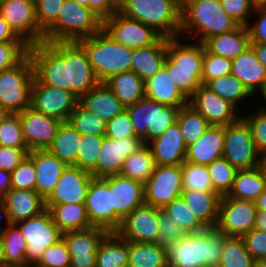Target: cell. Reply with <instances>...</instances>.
<instances>
[{
    "instance_id": "obj_5",
    "label": "cell",
    "mask_w": 266,
    "mask_h": 267,
    "mask_svg": "<svg viewBox=\"0 0 266 267\" xmlns=\"http://www.w3.org/2000/svg\"><path fill=\"white\" fill-rule=\"evenodd\" d=\"M85 50L99 82L122 72L131 71L132 48L114 41L103 29L77 41Z\"/></svg>"
},
{
    "instance_id": "obj_11",
    "label": "cell",
    "mask_w": 266,
    "mask_h": 267,
    "mask_svg": "<svg viewBox=\"0 0 266 267\" xmlns=\"http://www.w3.org/2000/svg\"><path fill=\"white\" fill-rule=\"evenodd\" d=\"M85 207L92 227L105 229L108 233L118 231L122 220L112 207V176L91 179Z\"/></svg>"
},
{
    "instance_id": "obj_50",
    "label": "cell",
    "mask_w": 266,
    "mask_h": 267,
    "mask_svg": "<svg viewBox=\"0 0 266 267\" xmlns=\"http://www.w3.org/2000/svg\"><path fill=\"white\" fill-rule=\"evenodd\" d=\"M183 190L214 191L207 166L184 161L181 164Z\"/></svg>"
},
{
    "instance_id": "obj_43",
    "label": "cell",
    "mask_w": 266,
    "mask_h": 267,
    "mask_svg": "<svg viewBox=\"0 0 266 267\" xmlns=\"http://www.w3.org/2000/svg\"><path fill=\"white\" fill-rule=\"evenodd\" d=\"M177 123L181 129L186 147L198 140L210 126L206 118L190 104L180 107Z\"/></svg>"
},
{
    "instance_id": "obj_47",
    "label": "cell",
    "mask_w": 266,
    "mask_h": 267,
    "mask_svg": "<svg viewBox=\"0 0 266 267\" xmlns=\"http://www.w3.org/2000/svg\"><path fill=\"white\" fill-rule=\"evenodd\" d=\"M104 136L81 135L75 167L97 177V162Z\"/></svg>"
},
{
    "instance_id": "obj_4",
    "label": "cell",
    "mask_w": 266,
    "mask_h": 267,
    "mask_svg": "<svg viewBox=\"0 0 266 267\" xmlns=\"http://www.w3.org/2000/svg\"><path fill=\"white\" fill-rule=\"evenodd\" d=\"M178 38L168 39L163 67L176 87L189 99L201 85L204 45L191 39L193 43L183 42L181 37Z\"/></svg>"
},
{
    "instance_id": "obj_77",
    "label": "cell",
    "mask_w": 266,
    "mask_h": 267,
    "mask_svg": "<svg viewBox=\"0 0 266 267\" xmlns=\"http://www.w3.org/2000/svg\"><path fill=\"white\" fill-rule=\"evenodd\" d=\"M261 166H262V168L265 172V175H266V157L262 158Z\"/></svg>"
},
{
    "instance_id": "obj_29",
    "label": "cell",
    "mask_w": 266,
    "mask_h": 267,
    "mask_svg": "<svg viewBox=\"0 0 266 267\" xmlns=\"http://www.w3.org/2000/svg\"><path fill=\"white\" fill-rule=\"evenodd\" d=\"M231 74L243 83L252 96L257 95L266 82V69L250 46L232 60Z\"/></svg>"
},
{
    "instance_id": "obj_51",
    "label": "cell",
    "mask_w": 266,
    "mask_h": 267,
    "mask_svg": "<svg viewBox=\"0 0 266 267\" xmlns=\"http://www.w3.org/2000/svg\"><path fill=\"white\" fill-rule=\"evenodd\" d=\"M0 146L28 148L18 114H8L0 125Z\"/></svg>"
},
{
    "instance_id": "obj_66",
    "label": "cell",
    "mask_w": 266,
    "mask_h": 267,
    "mask_svg": "<svg viewBox=\"0 0 266 267\" xmlns=\"http://www.w3.org/2000/svg\"><path fill=\"white\" fill-rule=\"evenodd\" d=\"M9 189H11V174L0 169V203L2 202L3 195Z\"/></svg>"
},
{
    "instance_id": "obj_70",
    "label": "cell",
    "mask_w": 266,
    "mask_h": 267,
    "mask_svg": "<svg viewBox=\"0 0 266 267\" xmlns=\"http://www.w3.org/2000/svg\"><path fill=\"white\" fill-rule=\"evenodd\" d=\"M254 8L266 7V0H250Z\"/></svg>"
},
{
    "instance_id": "obj_38",
    "label": "cell",
    "mask_w": 266,
    "mask_h": 267,
    "mask_svg": "<svg viewBox=\"0 0 266 267\" xmlns=\"http://www.w3.org/2000/svg\"><path fill=\"white\" fill-rule=\"evenodd\" d=\"M129 241L117 233H108L99 244L96 267H128Z\"/></svg>"
},
{
    "instance_id": "obj_33",
    "label": "cell",
    "mask_w": 266,
    "mask_h": 267,
    "mask_svg": "<svg viewBox=\"0 0 266 267\" xmlns=\"http://www.w3.org/2000/svg\"><path fill=\"white\" fill-rule=\"evenodd\" d=\"M203 45L209 53L233 60L250 46L248 28L238 26L231 32L206 39Z\"/></svg>"
},
{
    "instance_id": "obj_69",
    "label": "cell",
    "mask_w": 266,
    "mask_h": 267,
    "mask_svg": "<svg viewBox=\"0 0 266 267\" xmlns=\"http://www.w3.org/2000/svg\"><path fill=\"white\" fill-rule=\"evenodd\" d=\"M256 209L266 211V189L255 200Z\"/></svg>"
},
{
    "instance_id": "obj_19",
    "label": "cell",
    "mask_w": 266,
    "mask_h": 267,
    "mask_svg": "<svg viewBox=\"0 0 266 267\" xmlns=\"http://www.w3.org/2000/svg\"><path fill=\"white\" fill-rule=\"evenodd\" d=\"M29 151L46 150L52 144L62 120L44 115L32 107L18 113Z\"/></svg>"
},
{
    "instance_id": "obj_62",
    "label": "cell",
    "mask_w": 266,
    "mask_h": 267,
    "mask_svg": "<svg viewBox=\"0 0 266 267\" xmlns=\"http://www.w3.org/2000/svg\"><path fill=\"white\" fill-rule=\"evenodd\" d=\"M29 152L28 148L0 146V169L11 173Z\"/></svg>"
},
{
    "instance_id": "obj_16",
    "label": "cell",
    "mask_w": 266,
    "mask_h": 267,
    "mask_svg": "<svg viewBox=\"0 0 266 267\" xmlns=\"http://www.w3.org/2000/svg\"><path fill=\"white\" fill-rule=\"evenodd\" d=\"M102 29L117 43L132 49L154 44L162 37L153 27L119 11L103 20Z\"/></svg>"
},
{
    "instance_id": "obj_76",
    "label": "cell",
    "mask_w": 266,
    "mask_h": 267,
    "mask_svg": "<svg viewBox=\"0 0 266 267\" xmlns=\"http://www.w3.org/2000/svg\"><path fill=\"white\" fill-rule=\"evenodd\" d=\"M117 8H119L125 0H110Z\"/></svg>"
},
{
    "instance_id": "obj_68",
    "label": "cell",
    "mask_w": 266,
    "mask_h": 267,
    "mask_svg": "<svg viewBox=\"0 0 266 267\" xmlns=\"http://www.w3.org/2000/svg\"><path fill=\"white\" fill-rule=\"evenodd\" d=\"M254 229L266 231V211L257 209Z\"/></svg>"
},
{
    "instance_id": "obj_59",
    "label": "cell",
    "mask_w": 266,
    "mask_h": 267,
    "mask_svg": "<svg viewBox=\"0 0 266 267\" xmlns=\"http://www.w3.org/2000/svg\"><path fill=\"white\" fill-rule=\"evenodd\" d=\"M105 136L112 139H122L135 136L131 118L125 109L112 120L107 121Z\"/></svg>"
},
{
    "instance_id": "obj_35",
    "label": "cell",
    "mask_w": 266,
    "mask_h": 267,
    "mask_svg": "<svg viewBox=\"0 0 266 267\" xmlns=\"http://www.w3.org/2000/svg\"><path fill=\"white\" fill-rule=\"evenodd\" d=\"M45 207L62 233L92 227L85 203L45 204Z\"/></svg>"
},
{
    "instance_id": "obj_17",
    "label": "cell",
    "mask_w": 266,
    "mask_h": 267,
    "mask_svg": "<svg viewBox=\"0 0 266 267\" xmlns=\"http://www.w3.org/2000/svg\"><path fill=\"white\" fill-rule=\"evenodd\" d=\"M78 103L79 98L73 93L33 80L31 107L35 111L67 121Z\"/></svg>"
},
{
    "instance_id": "obj_18",
    "label": "cell",
    "mask_w": 266,
    "mask_h": 267,
    "mask_svg": "<svg viewBox=\"0 0 266 267\" xmlns=\"http://www.w3.org/2000/svg\"><path fill=\"white\" fill-rule=\"evenodd\" d=\"M161 212L162 209L144 203L122 221L116 233L126 241L157 243Z\"/></svg>"
},
{
    "instance_id": "obj_27",
    "label": "cell",
    "mask_w": 266,
    "mask_h": 267,
    "mask_svg": "<svg viewBox=\"0 0 266 267\" xmlns=\"http://www.w3.org/2000/svg\"><path fill=\"white\" fill-rule=\"evenodd\" d=\"M144 203V183L120 174L112 175V207L122 221Z\"/></svg>"
},
{
    "instance_id": "obj_63",
    "label": "cell",
    "mask_w": 266,
    "mask_h": 267,
    "mask_svg": "<svg viewBox=\"0 0 266 267\" xmlns=\"http://www.w3.org/2000/svg\"><path fill=\"white\" fill-rule=\"evenodd\" d=\"M252 14L258 17L254 23L247 25L250 43L266 45V7L255 8Z\"/></svg>"
},
{
    "instance_id": "obj_45",
    "label": "cell",
    "mask_w": 266,
    "mask_h": 267,
    "mask_svg": "<svg viewBox=\"0 0 266 267\" xmlns=\"http://www.w3.org/2000/svg\"><path fill=\"white\" fill-rule=\"evenodd\" d=\"M162 212L172 219L185 233H197L206 229L181 196L173 199Z\"/></svg>"
},
{
    "instance_id": "obj_71",
    "label": "cell",
    "mask_w": 266,
    "mask_h": 267,
    "mask_svg": "<svg viewBox=\"0 0 266 267\" xmlns=\"http://www.w3.org/2000/svg\"><path fill=\"white\" fill-rule=\"evenodd\" d=\"M259 91H260V93H259V95L261 94L262 96H260V97H262L263 98V100L266 102V82L261 86V88L259 89ZM259 109H261V110H266V107H262L261 106V108H260V106H259Z\"/></svg>"
},
{
    "instance_id": "obj_30",
    "label": "cell",
    "mask_w": 266,
    "mask_h": 267,
    "mask_svg": "<svg viewBox=\"0 0 266 267\" xmlns=\"http://www.w3.org/2000/svg\"><path fill=\"white\" fill-rule=\"evenodd\" d=\"M168 37L162 36L156 43L132 49L131 71L144 82L163 66L167 56Z\"/></svg>"
},
{
    "instance_id": "obj_56",
    "label": "cell",
    "mask_w": 266,
    "mask_h": 267,
    "mask_svg": "<svg viewBox=\"0 0 266 267\" xmlns=\"http://www.w3.org/2000/svg\"><path fill=\"white\" fill-rule=\"evenodd\" d=\"M71 256L63 239L49 246L37 263L41 267H70Z\"/></svg>"
},
{
    "instance_id": "obj_60",
    "label": "cell",
    "mask_w": 266,
    "mask_h": 267,
    "mask_svg": "<svg viewBox=\"0 0 266 267\" xmlns=\"http://www.w3.org/2000/svg\"><path fill=\"white\" fill-rule=\"evenodd\" d=\"M186 233L165 213H160L158 244L168 248L173 243L178 242Z\"/></svg>"
},
{
    "instance_id": "obj_8",
    "label": "cell",
    "mask_w": 266,
    "mask_h": 267,
    "mask_svg": "<svg viewBox=\"0 0 266 267\" xmlns=\"http://www.w3.org/2000/svg\"><path fill=\"white\" fill-rule=\"evenodd\" d=\"M125 109L131 118L135 136L147 144L177 122L180 107L167 106L144 97Z\"/></svg>"
},
{
    "instance_id": "obj_9",
    "label": "cell",
    "mask_w": 266,
    "mask_h": 267,
    "mask_svg": "<svg viewBox=\"0 0 266 267\" xmlns=\"http://www.w3.org/2000/svg\"><path fill=\"white\" fill-rule=\"evenodd\" d=\"M34 68L27 54L17 65L0 73V107L18 114L31 107Z\"/></svg>"
},
{
    "instance_id": "obj_2",
    "label": "cell",
    "mask_w": 266,
    "mask_h": 267,
    "mask_svg": "<svg viewBox=\"0 0 266 267\" xmlns=\"http://www.w3.org/2000/svg\"><path fill=\"white\" fill-rule=\"evenodd\" d=\"M227 238L216 228L186 233L167 248L168 267H218Z\"/></svg>"
},
{
    "instance_id": "obj_37",
    "label": "cell",
    "mask_w": 266,
    "mask_h": 267,
    "mask_svg": "<svg viewBox=\"0 0 266 267\" xmlns=\"http://www.w3.org/2000/svg\"><path fill=\"white\" fill-rule=\"evenodd\" d=\"M105 84L125 107L145 97L144 81L133 71L116 74L106 80Z\"/></svg>"
},
{
    "instance_id": "obj_74",
    "label": "cell",
    "mask_w": 266,
    "mask_h": 267,
    "mask_svg": "<svg viewBox=\"0 0 266 267\" xmlns=\"http://www.w3.org/2000/svg\"><path fill=\"white\" fill-rule=\"evenodd\" d=\"M9 113L0 107V125Z\"/></svg>"
},
{
    "instance_id": "obj_14",
    "label": "cell",
    "mask_w": 266,
    "mask_h": 267,
    "mask_svg": "<svg viewBox=\"0 0 266 267\" xmlns=\"http://www.w3.org/2000/svg\"><path fill=\"white\" fill-rule=\"evenodd\" d=\"M183 190L181 164L156 165L149 179L144 183L145 204L163 209Z\"/></svg>"
},
{
    "instance_id": "obj_46",
    "label": "cell",
    "mask_w": 266,
    "mask_h": 267,
    "mask_svg": "<svg viewBox=\"0 0 266 267\" xmlns=\"http://www.w3.org/2000/svg\"><path fill=\"white\" fill-rule=\"evenodd\" d=\"M68 123L81 135L105 136L107 122L97 114L86 110L80 103L71 112Z\"/></svg>"
},
{
    "instance_id": "obj_41",
    "label": "cell",
    "mask_w": 266,
    "mask_h": 267,
    "mask_svg": "<svg viewBox=\"0 0 266 267\" xmlns=\"http://www.w3.org/2000/svg\"><path fill=\"white\" fill-rule=\"evenodd\" d=\"M0 227L1 239L4 248V266L24 267L26 265V241L16 224L3 222Z\"/></svg>"
},
{
    "instance_id": "obj_31",
    "label": "cell",
    "mask_w": 266,
    "mask_h": 267,
    "mask_svg": "<svg viewBox=\"0 0 266 267\" xmlns=\"http://www.w3.org/2000/svg\"><path fill=\"white\" fill-rule=\"evenodd\" d=\"M79 103L86 110L97 114L106 122L125 110V106L105 82H99L94 88L85 93L79 99Z\"/></svg>"
},
{
    "instance_id": "obj_1",
    "label": "cell",
    "mask_w": 266,
    "mask_h": 267,
    "mask_svg": "<svg viewBox=\"0 0 266 267\" xmlns=\"http://www.w3.org/2000/svg\"><path fill=\"white\" fill-rule=\"evenodd\" d=\"M34 79L81 98L94 88L97 79L83 47L77 42H41L28 47Z\"/></svg>"
},
{
    "instance_id": "obj_3",
    "label": "cell",
    "mask_w": 266,
    "mask_h": 267,
    "mask_svg": "<svg viewBox=\"0 0 266 267\" xmlns=\"http://www.w3.org/2000/svg\"><path fill=\"white\" fill-rule=\"evenodd\" d=\"M238 26L219 0H181L180 36L190 34L193 41L203 43L210 37L231 32Z\"/></svg>"
},
{
    "instance_id": "obj_34",
    "label": "cell",
    "mask_w": 266,
    "mask_h": 267,
    "mask_svg": "<svg viewBox=\"0 0 266 267\" xmlns=\"http://www.w3.org/2000/svg\"><path fill=\"white\" fill-rule=\"evenodd\" d=\"M180 196L206 228H215L221 196L215 191L182 190Z\"/></svg>"
},
{
    "instance_id": "obj_20",
    "label": "cell",
    "mask_w": 266,
    "mask_h": 267,
    "mask_svg": "<svg viewBox=\"0 0 266 267\" xmlns=\"http://www.w3.org/2000/svg\"><path fill=\"white\" fill-rule=\"evenodd\" d=\"M107 234L98 227L63 233L62 239L71 256L70 267H96L97 249Z\"/></svg>"
},
{
    "instance_id": "obj_53",
    "label": "cell",
    "mask_w": 266,
    "mask_h": 267,
    "mask_svg": "<svg viewBox=\"0 0 266 267\" xmlns=\"http://www.w3.org/2000/svg\"><path fill=\"white\" fill-rule=\"evenodd\" d=\"M28 45L23 41L0 43V73L17 65L27 54Z\"/></svg>"
},
{
    "instance_id": "obj_23",
    "label": "cell",
    "mask_w": 266,
    "mask_h": 267,
    "mask_svg": "<svg viewBox=\"0 0 266 267\" xmlns=\"http://www.w3.org/2000/svg\"><path fill=\"white\" fill-rule=\"evenodd\" d=\"M143 145V140L137 136L122 139H112L104 136L98 156L97 178L119 174L126 157Z\"/></svg>"
},
{
    "instance_id": "obj_12",
    "label": "cell",
    "mask_w": 266,
    "mask_h": 267,
    "mask_svg": "<svg viewBox=\"0 0 266 267\" xmlns=\"http://www.w3.org/2000/svg\"><path fill=\"white\" fill-rule=\"evenodd\" d=\"M26 241L25 261L37 264L46 248L62 239V232L46 209L41 214L16 224Z\"/></svg>"
},
{
    "instance_id": "obj_72",
    "label": "cell",
    "mask_w": 266,
    "mask_h": 267,
    "mask_svg": "<svg viewBox=\"0 0 266 267\" xmlns=\"http://www.w3.org/2000/svg\"><path fill=\"white\" fill-rule=\"evenodd\" d=\"M4 266V248L1 239V232H0V267Z\"/></svg>"
},
{
    "instance_id": "obj_54",
    "label": "cell",
    "mask_w": 266,
    "mask_h": 267,
    "mask_svg": "<svg viewBox=\"0 0 266 267\" xmlns=\"http://www.w3.org/2000/svg\"><path fill=\"white\" fill-rule=\"evenodd\" d=\"M256 110L242 117L249 124L256 149L263 158L266 157V110Z\"/></svg>"
},
{
    "instance_id": "obj_10",
    "label": "cell",
    "mask_w": 266,
    "mask_h": 267,
    "mask_svg": "<svg viewBox=\"0 0 266 267\" xmlns=\"http://www.w3.org/2000/svg\"><path fill=\"white\" fill-rule=\"evenodd\" d=\"M222 157L237 170L251 169L262 162L249 124L241 116L236 122L225 126V139Z\"/></svg>"
},
{
    "instance_id": "obj_22",
    "label": "cell",
    "mask_w": 266,
    "mask_h": 267,
    "mask_svg": "<svg viewBox=\"0 0 266 267\" xmlns=\"http://www.w3.org/2000/svg\"><path fill=\"white\" fill-rule=\"evenodd\" d=\"M46 210L45 200L33 190L9 189L0 203V219L17 224Z\"/></svg>"
},
{
    "instance_id": "obj_48",
    "label": "cell",
    "mask_w": 266,
    "mask_h": 267,
    "mask_svg": "<svg viewBox=\"0 0 266 267\" xmlns=\"http://www.w3.org/2000/svg\"><path fill=\"white\" fill-rule=\"evenodd\" d=\"M254 261L241 237H228L218 267H253Z\"/></svg>"
},
{
    "instance_id": "obj_6",
    "label": "cell",
    "mask_w": 266,
    "mask_h": 267,
    "mask_svg": "<svg viewBox=\"0 0 266 267\" xmlns=\"http://www.w3.org/2000/svg\"><path fill=\"white\" fill-rule=\"evenodd\" d=\"M118 11L164 37H180L181 0H125Z\"/></svg>"
},
{
    "instance_id": "obj_58",
    "label": "cell",
    "mask_w": 266,
    "mask_h": 267,
    "mask_svg": "<svg viewBox=\"0 0 266 267\" xmlns=\"http://www.w3.org/2000/svg\"><path fill=\"white\" fill-rule=\"evenodd\" d=\"M223 9L227 14L239 25L247 26L250 22L248 20L251 13L254 12L250 0H219Z\"/></svg>"
},
{
    "instance_id": "obj_39",
    "label": "cell",
    "mask_w": 266,
    "mask_h": 267,
    "mask_svg": "<svg viewBox=\"0 0 266 267\" xmlns=\"http://www.w3.org/2000/svg\"><path fill=\"white\" fill-rule=\"evenodd\" d=\"M81 134L67 121H63L48 151L67 166H75Z\"/></svg>"
},
{
    "instance_id": "obj_44",
    "label": "cell",
    "mask_w": 266,
    "mask_h": 267,
    "mask_svg": "<svg viewBox=\"0 0 266 267\" xmlns=\"http://www.w3.org/2000/svg\"><path fill=\"white\" fill-rule=\"evenodd\" d=\"M205 86L224 100L229 101L237 109L238 103L240 104V102H243L245 99L248 100L249 97H252L243 83L231 73L210 80Z\"/></svg>"
},
{
    "instance_id": "obj_13",
    "label": "cell",
    "mask_w": 266,
    "mask_h": 267,
    "mask_svg": "<svg viewBox=\"0 0 266 267\" xmlns=\"http://www.w3.org/2000/svg\"><path fill=\"white\" fill-rule=\"evenodd\" d=\"M0 14L26 45L43 42L44 32L36 22L35 0H0Z\"/></svg>"
},
{
    "instance_id": "obj_73",
    "label": "cell",
    "mask_w": 266,
    "mask_h": 267,
    "mask_svg": "<svg viewBox=\"0 0 266 267\" xmlns=\"http://www.w3.org/2000/svg\"><path fill=\"white\" fill-rule=\"evenodd\" d=\"M253 267H266V259L255 260Z\"/></svg>"
},
{
    "instance_id": "obj_57",
    "label": "cell",
    "mask_w": 266,
    "mask_h": 267,
    "mask_svg": "<svg viewBox=\"0 0 266 267\" xmlns=\"http://www.w3.org/2000/svg\"><path fill=\"white\" fill-rule=\"evenodd\" d=\"M65 0H35L36 22L45 32L58 18V13Z\"/></svg>"
},
{
    "instance_id": "obj_67",
    "label": "cell",
    "mask_w": 266,
    "mask_h": 267,
    "mask_svg": "<svg viewBox=\"0 0 266 267\" xmlns=\"http://www.w3.org/2000/svg\"><path fill=\"white\" fill-rule=\"evenodd\" d=\"M250 47L254 50L257 59L266 69V45L259 43H250Z\"/></svg>"
},
{
    "instance_id": "obj_21",
    "label": "cell",
    "mask_w": 266,
    "mask_h": 267,
    "mask_svg": "<svg viewBox=\"0 0 266 267\" xmlns=\"http://www.w3.org/2000/svg\"><path fill=\"white\" fill-rule=\"evenodd\" d=\"M188 104L201 113L210 125L227 126L242 116L233 104L221 98L204 84H201L188 99Z\"/></svg>"
},
{
    "instance_id": "obj_52",
    "label": "cell",
    "mask_w": 266,
    "mask_h": 267,
    "mask_svg": "<svg viewBox=\"0 0 266 267\" xmlns=\"http://www.w3.org/2000/svg\"><path fill=\"white\" fill-rule=\"evenodd\" d=\"M231 66L232 60L209 53L204 47L201 84L231 73Z\"/></svg>"
},
{
    "instance_id": "obj_24",
    "label": "cell",
    "mask_w": 266,
    "mask_h": 267,
    "mask_svg": "<svg viewBox=\"0 0 266 267\" xmlns=\"http://www.w3.org/2000/svg\"><path fill=\"white\" fill-rule=\"evenodd\" d=\"M93 175L75 166H67L45 204L85 203Z\"/></svg>"
},
{
    "instance_id": "obj_42",
    "label": "cell",
    "mask_w": 266,
    "mask_h": 267,
    "mask_svg": "<svg viewBox=\"0 0 266 267\" xmlns=\"http://www.w3.org/2000/svg\"><path fill=\"white\" fill-rule=\"evenodd\" d=\"M156 168V163L147 144L126 157L120 175L145 183Z\"/></svg>"
},
{
    "instance_id": "obj_49",
    "label": "cell",
    "mask_w": 266,
    "mask_h": 267,
    "mask_svg": "<svg viewBox=\"0 0 266 267\" xmlns=\"http://www.w3.org/2000/svg\"><path fill=\"white\" fill-rule=\"evenodd\" d=\"M213 190L220 196L227 195L232 188L237 169L224 157L215 159L207 165Z\"/></svg>"
},
{
    "instance_id": "obj_55",
    "label": "cell",
    "mask_w": 266,
    "mask_h": 267,
    "mask_svg": "<svg viewBox=\"0 0 266 267\" xmlns=\"http://www.w3.org/2000/svg\"><path fill=\"white\" fill-rule=\"evenodd\" d=\"M10 174L11 188L35 191L36 172L28 155Z\"/></svg>"
},
{
    "instance_id": "obj_26",
    "label": "cell",
    "mask_w": 266,
    "mask_h": 267,
    "mask_svg": "<svg viewBox=\"0 0 266 267\" xmlns=\"http://www.w3.org/2000/svg\"><path fill=\"white\" fill-rule=\"evenodd\" d=\"M147 145L156 165H179L185 161L187 147L177 122Z\"/></svg>"
},
{
    "instance_id": "obj_15",
    "label": "cell",
    "mask_w": 266,
    "mask_h": 267,
    "mask_svg": "<svg viewBox=\"0 0 266 267\" xmlns=\"http://www.w3.org/2000/svg\"><path fill=\"white\" fill-rule=\"evenodd\" d=\"M256 212L255 201L221 196L215 228L228 237H242L254 229Z\"/></svg>"
},
{
    "instance_id": "obj_78",
    "label": "cell",
    "mask_w": 266,
    "mask_h": 267,
    "mask_svg": "<svg viewBox=\"0 0 266 267\" xmlns=\"http://www.w3.org/2000/svg\"><path fill=\"white\" fill-rule=\"evenodd\" d=\"M24 267H41V266H38L37 264H28L25 265Z\"/></svg>"
},
{
    "instance_id": "obj_25",
    "label": "cell",
    "mask_w": 266,
    "mask_h": 267,
    "mask_svg": "<svg viewBox=\"0 0 266 267\" xmlns=\"http://www.w3.org/2000/svg\"><path fill=\"white\" fill-rule=\"evenodd\" d=\"M28 156L32 159L36 172L35 191L46 200L67 165L47 149L30 151Z\"/></svg>"
},
{
    "instance_id": "obj_28",
    "label": "cell",
    "mask_w": 266,
    "mask_h": 267,
    "mask_svg": "<svg viewBox=\"0 0 266 267\" xmlns=\"http://www.w3.org/2000/svg\"><path fill=\"white\" fill-rule=\"evenodd\" d=\"M225 126L210 125L201 137L186 148L185 161L209 165L221 158L224 149Z\"/></svg>"
},
{
    "instance_id": "obj_75",
    "label": "cell",
    "mask_w": 266,
    "mask_h": 267,
    "mask_svg": "<svg viewBox=\"0 0 266 267\" xmlns=\"http://www.w3.org/2000/svg\"><path fill=\"white\" fill-rule=\"evenodd\" d=\"M76 3H78L81 6L87 7L88 8V0H73Z\"/></svg>"
},
{
    "instance_id": "obj_32",
    "label": "cell",
    "mask_w": 266,
    "mask_h": 267,
    "mask_svg": "<svg viewBox=\"0 0 266 267\" xmlns=\"http://www.w3.org/2000/svg\"><path fill=\"white\" fill-rule=\"evenodd\" d=\"M145 97L167 106L183 107L188 99L181 93L162 66L151 78L144 82Z\"/></svg>"
},
{
    "instance_id": "obj_40",
    "label": "cell",
    "mask_w": 266,
    "mask_h": 267,
    "mask_svg": "<svg viewBox=\"0 0 266 267\" xmlns=\"http://www.w3.org/2000/svg\"><path fill=\"white\" fill-rule=\"evenodd\" d=\"M128 267H168L167 248L158 243L129 241Z\"/></svg>"
},
{
    "instance_id": "obj_61",
    "label": "cell",
    "mask_w": 266,
    "mask_h": 267,
    "mask_svg": "<svg viewBox=\"0 0 266 267\" xmlns=\"http://www.w3.org/2000/svg\"><path fill=\"white\" fill-rule=\"evenodd\" d=\"M241 238L254 260L266 259V231L253 229Z\"/></svg>"
},
{
    "instance_id": "obj_64",
    "label": "cell",
    "mask_w": 266,
    "mask_h": 267,
    "mask_svg": "<svg viewBox=\"0 0 266 267\" xmlns=\"http://www.w3.org/2000/svg\"><path fill=\"white\" fill-rule=\"evenodd\" d=\"M88 8L102 20L118 11V8L110 0H88Z\"/></svg>"
},
{
    "instance_id": "obj_65",
    "label": "cell",
    "mask_w": 266,
    "mask_h": 267,
    "mask_svg": "<svg viewBox=\"0 0 266 267\" xmlns=\"http://www.w3.org/2000/svg\"><path fill=\"white\" fill-rule=\"evenodd\" d=\"M8 41H22L10 28L7 21L0 14V43Z\"/></svg>"
},
{
    "instance_id": "obj_36",
    "label": "cell",
    "mask_w": 266,
    "mask_h": 267,
    "mask_svg": "<svg viewBox=\"0 0 266 267\" xmlns=\"http://www.w3.org/2000/svg\"><path fill=\"white\" fill-rule=\"evenodd\" d=\"M266 189V175L261 166L238 170L228 197L255 201Z\"/></svg>"
},
{
    "instance_id": "obj_7",
    "label": "cell",
    "mask_w": 266,
    "mask_h": 267,
    "mask_svg": "<svg viewBox=\"0 0 266 267\" xmlns=\"http://www.w3.org/2000/svg\"><path fill=\"white\" fill-rule=\"evenodd\" d=\"M103 20L73 0H65L57 20L44 32L43 42H72L102 30Z\"/></svg>"
}]
</instances>
